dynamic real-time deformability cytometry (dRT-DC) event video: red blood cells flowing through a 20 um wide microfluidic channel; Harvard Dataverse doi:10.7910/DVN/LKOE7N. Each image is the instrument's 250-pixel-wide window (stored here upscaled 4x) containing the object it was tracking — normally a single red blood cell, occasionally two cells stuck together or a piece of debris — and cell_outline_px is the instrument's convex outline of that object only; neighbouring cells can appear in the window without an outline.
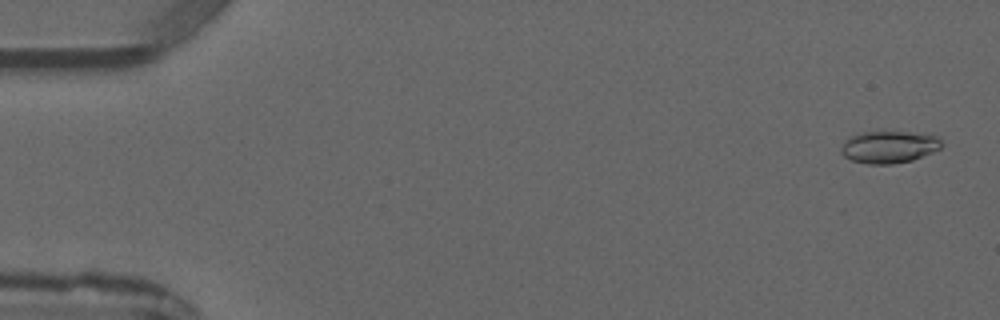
{"species": "common noctule bat (a hibernating species)", "species_latin": "Nyctalus noctula", "temperature_condition": "warm", "stored_images_in_passage": 4, "camera_frame_rate_fps": 3000, "um_per_image_px": 0.085, "animal": {"sex": "male", "forearm_length_mm": 52.5}, "frame": {"image": 1, "passage_image": 4, "time_ms": 3.333, "image_size_px": [1000, 320], "cell_outline_px": [[940, 148], [932, 152], [912, 160], [892, 164], [868, 164], [852, 160], [844, 156], [840, 152], [840, 148], [844, 140], [848, 136], [864, 132], [908, 132], [936, 136], [940, 140]], "centroid_in_image_um": [75.49, 12.49], "position_along_channel_um": 9.5, "area_um2": 18.67}}